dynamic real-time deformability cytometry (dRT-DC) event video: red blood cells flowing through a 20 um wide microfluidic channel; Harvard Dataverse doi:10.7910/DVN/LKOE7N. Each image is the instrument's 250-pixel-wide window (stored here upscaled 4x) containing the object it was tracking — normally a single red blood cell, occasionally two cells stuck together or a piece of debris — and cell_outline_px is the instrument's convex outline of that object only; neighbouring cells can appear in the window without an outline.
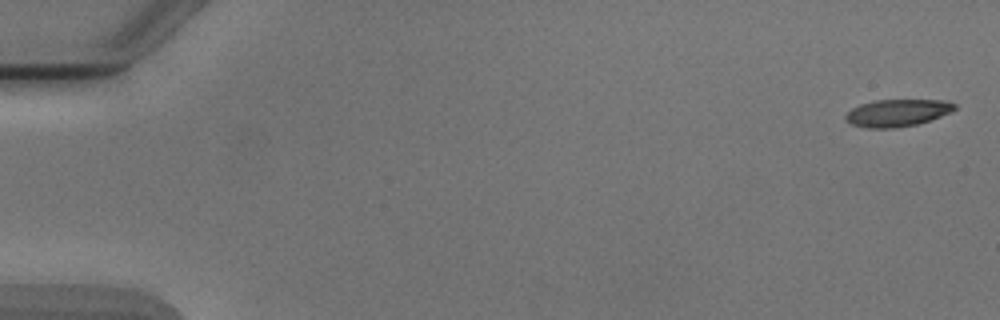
{"species": "Egyptian fruit bat (a non-hibernating species)", "species_latin": "Rousettus aegyptiacus", "temperature_condition": "cold", "stored_images_in_passage": 6, "camera_frame_rate_fps": 3000, "um_per_image_px": 0.085, "animal": {"sex": "male"}, "frame": {"image": 1, "passage_image": 1, "time_ms": 0.0, "image_size_px": [1000, 320], "cell_outline_px": [[956, 108], [952, 112], [916, 124], [892, 128], [868, 128], [852, 124], [844, 120], [844, 116], [852, 108], [860, 104], [876, 100], [948, 100], [956, 104]], "centroid_in_image_um": [76.27, 9.58], "position_along_channel_um": 8.7, "area_um2": 17.22}}